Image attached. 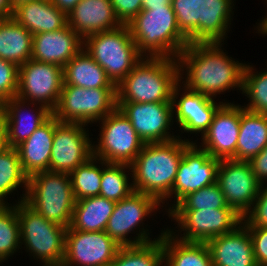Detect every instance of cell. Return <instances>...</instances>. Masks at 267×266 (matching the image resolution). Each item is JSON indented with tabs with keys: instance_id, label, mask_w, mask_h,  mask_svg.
Wrapping results in <instances>:
<instances>
[{
	"instance_id": "cell-1",
	"label": "cell",
	"mask_w": 267,
	"mask_h": 266,
	"mask_svg": "<svg viewBox=\"0 0 267 266\" xmlns=\"http://www.w3.org/2000/svg\"><path fill=\"white\" fill-rule=\"evenodd\" d=\"M221 42L189 43L178 55L179 81L184 67V86L209 97L230 88H243V74L246 64L229 58L221 49ZM182 72V73H181Z\"/></svg>"
},
{
	"instance_id": "cell-2",
	"label": "cell",
	"mask_w": 267,
	"mask_h": 266,
	"mask_svg": "<svg viewBox=\"0 0 267 266\" xmlns=\"http://www.w3.org/2000/svg\"><path fill=\"white\" fill-rule=\"evenodd\" d=\"M179 137L168 142L145 143L130 165L135 192L152 196L160 204L171 198L178 165L191 143Z\"/></svg>"
},
{
	"instance_id": "cell-3",
	"label": "cell",
	"mask_w": 267,
	"mask_h": 266,
	"mask_svg": "<svg viewBox=\"0 0 267 266\" xmlns=\"http://www.w3.org/2000/svg\"><path fill=\"white\" fill-rule=\"evenodd\" d=\"M179 78L177 59L143 57L116 86L117 102H172Z\"/></svg>"
},
{
	"instance_id": "cell-4",
	"label": "cell",
	"mask_w": 267,
	"mask_h": 266,
	"mask_svg": "<svg viewBox=\"0 0 267 266\" xmlns=\"http://www.w3.org/2000/svg\"><path fill=\"white\" fill-rule=\"evenodd\" d=\"M127 26L143 57L177 59L189 45L187 37L178 28L173 8L141 10Z\"/></svg>"
},
{
	"instance_id": "cell-5",
	"label": "cell",
	"mask_w": 267,
	"mask_h": 266,
	"mask_svg": "<svg viewBox=\"0 0 267 266\" xmlns=\"http://www.w3.org/2000/svg\"><path fill=\"white\" fill-rule=\"evenodd\" d=\"M232 1L172 0V8L189 43L223 42L231 24Z\"/></svg>"
},
{
	"instance_id": "cell-6",
	"label": "cell",
	"mask_w": 267,
	"mask_h": 266,
	"mask_svg": "<svg viewBox=\"0 0 267 266\" xmlns=\"http://www.w3.org/2000/svg\"><path fill=\"white\" fill-rule=\"evenodd\" d=\"M24 202L48 221L70 227L75 199L70 175L59 172H38L28 177Z\"/></svg>"
},
{
	"instance_id": "cell-7",
	"label": "cell",
	"mask_w": 267,
	"mask_h": 266,
	"mask_svg": "<svg viewBox=\"0 0 267 266\" xmlns=\"http://www.w3.org/2000/svg\"><path fill=\"white\" fill-rule=\"evenodd\" d=\"M83 48L104 70L116 86L143 58L127 25L97 32L83 40Z\"/></svg>"
},
{
	"instance_id": "cell-8",
	"label": "cell",
	"mask_w": 267,
	"mask_h": 266,
	"mask_svg": "<svg viewBox=\"0 0 267 266\" xmlns=\"http://www.w3.org/2000/svg\"><path fill=\"white\" fill-rule=\"evenodd\" d=\"M17 203L21 245L24 243L27 252L43 266H62L67 228L48 221L24 201Z\"/></svg>"
},
{
	"instance_id": "cell-9",
	"label": "cell",
	"mask_w": 267,
	"mask_h": 266,
	"mask_svg": "<svg viewBox=\"0 0 267 266\" xmlns=\"http://www.w3.org/2000/svg\"><path fill=\"white\" fill-rule=\"evenodd\" d=\"M117 108L116 88L86 89L63 85L52 114L60 122L89 124L99 121Z\"/></svg>"
},
{
	"instance_id": "cell-10",
	"label": "cell",
	"mask_w": 267,
	"mask_h": 266,
	"mask_svg": "<svg viewBox=\"0 0 267 266\" xmlns=\"http://www.w3.org/2000/svg\"><path fill=\"white\" fill-rule=\"evenodd\" d=\"M100 121V139L98 145L93 144V157L107 163L131 165L145 143L129 119L117 107Z\"/></svg>"
},
{
	"instance_id": "cell-11",
	"label": "cell",
	"mask_w": 267,
	"mask_h": 266,
	"mask_svg": "<svg viewBox=\"0 0 267 266\" xmlns=\"http://www.w3.org/2000/svg\"><path fill=\"white\" fill-rule=\"evenodd\" d=\"M176 220L184 236L177 239L186 242L207 243L214 237L234 231L242 224L243 217L233 208L203 210H171L169 217Z\"/></svg>"
},
{
	"instance_id": "cell-12",
	"label": "cell",
	"mask_w": 267,
	"mask_h": 266,
	"mask_svg": "<svg viewBox=\"0 0 267 266\" xmlns=\"http://www.w3.org/2000/svg\"><path fill=\"white\" fill-rule=\"evenodd\" d=\"M157 206L161 205L152 196L134 191L129 197L116 202L105 232L119 246H136L155 241L150 240L147 232L149 230L144 228L139 230L134 240L126 237L131 231L139 228L143 219L159 208Z\"/></svg>"
},
{
	"instance_id": "cell-13",
	"label": "cell",
	"mask_w": 267,
	"mask_h": 266,
	"mask_svg": "<svg viewBox=\"0 0 267 266\" xmlns=\"http://www.w3.org/2000/svg\"><path fill=\"white\" fill-rule=\"evenodd\" d=\"M63 86V68L58 65L33 59L19 67L18 92L16 97L31 103L46 106L53 111L59 101Z\"/></svg>"
},
{
	"instance_id": "cell-14",
	"label": "cell",
	"mask_w": 267,
	"mask_h": 266,
	"mask_svg": "<svg viewBox=\"0 0 267 266\" xmlns=\"http://www.w3.org/2000/svg\"><path fill=\"white\" fill-rule=\"evenodd\" d=\"M85 124L59 122L55 127L49 171L70 174L93 156Z\"/></svg>"
},
{
	"instance_id": "cell-15",
	"label": "cell",
	"mask_w": 267,
	"mask_h": 266,
	"mask_svg": "<svg viewBox=\"0 0 267 266\" xmlns=\"http://www.w3.org/2000/svg\"><path fill=\"white\" fill-rule=\"evenodd\" d=\"M219 159L210 156L195 142L184 149L183 157L178 165L175 182L171 190L174 194V205L168 213L188 194L216 183Z\"/></svg>"
},
{
	"instance_id": "cell-16",
	"label": "cell",
	"mask_w": 267,
	"mask_h": 266,
	"mask_svg": "<svg viewBox=\"0 0 267 266\" xmlns=\"http://www.w3.org/2000/svg\"><path fill=\"white\" fill-rule=\"evenodd\" d=\"M216 183L227 204L242 217L251 210L260 188L249 162L233 159L220 161Z\"/></svg>"
},
{
	"instance_id": "cell-17",
	"label": "cell",
	"mask_w": 267,
	"mask_h": 266,
	"mask_svg": "<svg viewBox=\"0 0 267 266\" xmlns=\"http://www.w3.org/2000/svg\"><path fill=\"white\" fill-rule=\"evenodd\" d=\"M119 248L105 231L66 230L62 266H108Z\"/></svg>"
},
{
	"instance_id": "cell-18",
	"label": "cell",
	"mask_w": 267,
	"mask_h": 266,
	"mask_svg": "<svg viewBox=\"0 0 267 266\" xmlns=\"http://www.w3.org/2000/svg\"><path fill=\"white\" fill-rule=\"evenodd\" d=\"M117 107L144 143L168 142L178 138L168 131L174 120L172 102H117Z\"/></svg>"
},
{
	"instance_id": "cell-19",
	"label": "cell",
	"mask_w": 267,
	"mask_h": 266,
	"mask_svg": "<svg viewBox=\"0 0 267 266\" xmlns=\"http://www.w3.org/2000/svg\"><path fill=\"white\" fill-rule=\"evenodd\" d=\"M243 111L241 105L224 102L215 112L208 130L201 136L203 144L199 147L219 160L233 159Z\"/></svg>"
},
{
	"instance_id": "cell-20",
	"label": "cell",
	"mask_w": 267,
	"mask_h": 266,
	"mask_svg": "<svg viewBox=\"0 0 267 266\" xmlns=\"http://www.w3.org/2000/svg\"><path fill=\"white\" fill-rule=\"evenodd\" d=\"M180 83L181 81L175 85L172 91L173 115L176 116V122L184 132L191 134L201 132L203 136L212 123L215 112L223 102L218 104L212 97L190 90L185 86H183L184 93L177 100L181 90Z\"/></svg>"
},
{
	"instance_id": "cell-21",
	"label": "cell",
	"mask_w": 267,
	"mask_h": 266,
	"mask_svg": "<svg viewBox=\"0 0 267 266\" xmlns=\"http://www.w3.org/2000/svg\"><path fill=\"white\" fill-rule=\"evenodd\" d=\"M83 39L69 26L33 35L31 59L63 68L82 49Z\"/></svg>"
},
{
	"instance_id": "cell-22",
	"label": "cell",
	"mask_w": 267,
	"mask_h": 266,
	"mask_svg": "<svg viewBox=\"0 0 267 266\" xmlns=\"http://www.w3.org/2000/svg\"><path fill=\"white\" fill-rule=\"evenodd\" d=\"M68 25L84 40L122 25L110 0H81L67 15Z\"/></svg>"
},
{
	"instance_id": "cell-23",
	"label": "cell",
	"mask_w": 267,
	"mask_h": 266,
	"mask_svg": "<svg viewBox=\"0 0 267 266\" xmlns=\"http://www.w3.org/2000/svg\"><path fill=\"white\" fill-rule=\"evenodd\" d=\"M207 245L212 266H257L250 233L243 224L230 233L214 237Z\"/></svg>"
},
{
	"instance_id": "cell-24",
	"label": "cell",
	"mask_w": 267,
	"mask_h": 266,
	"mask_svg": "<svg viewBox=\"0 0 267 266\" xmlns=\"http://www.w3.org/2000/svg\"><path fill=\"white\" fill-rule=\"evenodd\" d=\"M60 121L52 114L16 148L24 173L30 177L49 171L55 127Z\"/></svg>"
},
{
	"instance_id": "cell-25",
	"label": "cell",
	"mask_w": 267,
	"mask_h": 266,
	"mask_svg": "<svg viewBox=\"0 0 267 266\" xmlns=\"http://www.w3.org/2000/svg\"><path fill=\"white\" fill-rule=\"evenodd\" d=\"M11 17L33 35L56 31L68 25L67 14L50 0H30L13 6Z\"/></svg>"
},
{
	"instance_id": "cell-26",
	"label": "cell",
	"mask_w": 267,
	"mask_h": 266,
	"mask_svg": "<svg viewBox=\"0 0 267 266\" xmlns=\"http://www.w3.org/2000/svg\"><path fill=\"white\" fill-rule=\"evenodd\" d=\"M25 103L27 102L14 97L0 105V113L7 124L9 147L15 148L23 141L27 140L30 135L52 115V111L41 104H39V108L36 109L37 111H34L33 108V112L31 113L35 112V114L27 112V114L24 115L25 111L22 112V110L25 108L23 107Z\"/></svg>"
},
{
	"instance_id": "cell-27",
	"label": "cell",
	"mask_w": 267,
	"mask_h": 266,
	"mask_svg": "<svg viewBox=\"0 0 267 266\" xmlns=\"http://www.w3.org/2000/svg\"><path fill=\"white\" fill-rule=\"evenodd\" d=\"M63 85L86 89L116 88L105 70L83 48L63 67Z\"/></svg>"
},
{
	"instance_id": "cell-28",
	"label": "cell",
	"mask_w": 267,
	"mask_h": 266,
	"mask_svg": "<svg viewBox=\"0 0 267 266\" xmlns=\"http://www.w3.org/2000/svg\"><path fill=\"white\" fill-rule=\"evenodd\" d=\"M162 232L163 266H212L207 243L181 241L168 228Z\"/></svg>"
},
{
	"instance_id": "cell-29",
	"label": "cell",
	"mask_w": 267,
	"mask_h": 266,
	"mask_svg": "<svg viewBox=\"0 0 267 266\" xmlns=\"http://www.w3.org/2000/svg\"><path fill=\"white\" fill-rule=\"evenodd\" d=\"M267 145V115L244 110L233 160L249 161Z\"/></svg>"
},
{
	"instance_id": "cell-30",
	"label": "cell",
	"mask_w": 267,
	"mask_h": 266,
	"mask_svg": "<svg viewBox=\"0 0 267 266\" xmlns=\"http://www.w3.org/2000/svg\"><path fill=\"white\" fill-rule=\"evenodd\" d=\"M116 202L101 196L75 201L70 227L67 230L105 231Z\"/></svg>"
},
{
	"instance_id": "cell-31",
	"label": "cell",
	"mask_w": 267,
	"mask_h": 266,
	"mask_svg": "<svg viewBox=\"0 0 267 266\" xmlns=\"http://www.w3.org/2000/svg\"><path fill=\"white\" fill-rule=\"evenodd\" d=\"M33 34L12 17L0 18V58L21 66L31 59Z\"/></svg>"
},
{
	"instance_id": "cell-32",
	"label": "cell",
	"mask_w": 267,
	"mask_h": 266,
	"mask_svg": "<svg viewBox=\"0 0 267 266\" xmlns=\"http://www.w3.org/2000/svg\"><path fill=\"white\" fill-rule=\"evenodd\" d=\"M161 235L155 241L136 245L120 246L114 260L108 266H161L164 252Z\"/></svg>"
},
{
	"instance_id": "cell-33",
	"label": "cell",
	"mask_w": 267,
	"mask_h": 266,
	"mask_svg": "<svg viewBox=\"0 0 267 266\" xmlns=\"http://www.w3.org/2000/svg\"><path fill=\"white\" fill-rule=\"evenodd\" d=\"M26 190L21 197L23 202L28 188V176L24 173L16 148L9 147L0 154V202L5 205V197L23 185Z\"/></svg>"
},
{
	"instance_id": "cell-34",
	"label": "cell",
	"mask_w": 267,
	"mask_h": 266,
	"mask_svg": "<svg viewBox=\"0 0 267 266\" xmlns=\"http://www.w3.org/2000/svg\"><path fill=\"white\" fill-rule=\"evenodd\" d=\"M99 164L102 167V179L99 196L106 199L119 202L122 199L129 197L133 192V184H129V177L125 169L131 170L130 165L107 163L99 159ZM106 166V167H105Z\"/></svg>"
},
{
	"instance_id": "cell-35",
	"label": "cell",
	"mask_w": 267,
	"mask_h": 266,
	"mask_svg": "<svg viewBox=\"0 0 267 266\" xmlns=\"http://www.w3.org/2000/svg\"><path fill=\"white\" fill-rule=\"evenodd\" d=\"M96 163H99V159L92 156L87 162L78 166L69 174L75 201L99 196L102 169Z\"/></svg>"
},
{
	"instance_id": "cell-36",
	"label": "cell",
	"mask_w": 267,
	"mask_h": 266,
	"mask_svg": "<svg viewBox=\"0 0 267 266\" xmlns=\"http://www.w3.org/2000/svg\"><path fill=\"white\" fill-rule=\"evenodd\" d=\"M0 208V263L16 253L21 246L17 204Z\"/></svg>"
},
{
	"instance_id": "cell-37",
	"label": "cell",
	"mask_w": 267,
	"mask_h": 266,
	"mask_svg": "<svg viewBox=\"0 0 267 266\" xmlns=\"http://www.w3.org/2000/svg\"><path fill=\"white\" fill-rule=\"evenodd\" d=\"M254 68L246 65L243 74L242 93L249 98V104L242 106L244 110L267 115V71L254 72Z\"/></svg>"
},
{
	"instance_id": "cell-38",
	"label": "cell",
	"mask_w": 267,
	"mask_h": 266,
	"mask_svg": "<svg viewBox=\"0 0 267 266\" xmlns=\"http://www.w3.org/2000/svg\"><path fill=\"white\" fill-rule=\"evenodd\" d=\"M231 208L219 185L214 183L186 195L172 210H203Z\"/></svg>"
},
{
	"instance_id": "cell-39",
	"label": "cell",
	"mask_w": 267,
	"mask_h": 266,
	"mask_svg": "<svg viewBox=\"0 0 267 266\" xmlns=\"http://www.w3.org/2000/svg\"><path fill=\"white\" fill-rule=\"evenodd\" d=\"M19 66L0 58V105L18 92Z\"/></svg>"
},
{
	"instance_id": "cell-40",
	"label": "cell",
	"mask_w": 267,
	"mask_h": 266,
	"mask_svg": "<svg viewBox=\"0 0 267 266\" xmlns=\"http://www.w3.org/2000/svg\"><path fill=\"white\" fill-rule=\"evenodd\" d=\"M263 185L260 184L251 210L243 217L242 224L245 227L267 228V186L265 188Z\"/></svg>"
},
{
	"instance_id": "cell-41",
	"label": "cell",
	"mask_w": 267,
	"mask_h": 266,
	"mask_svg": "<svg viewBox=\"0 0 267 266\" xmlns=\"http://www.w3.org/2000/svg\"><path fill=\"white\" fill-rule=\"evenodd\" d=\"M252 240L257 266H267V228L246 227Z\"/></svg>"
},
{
	"instance_id": "cell-42",
	"label": "cell",
	"mask_w": 267,
	"mask_h": 266,
	"mask_svg": "<svg viewBox=\"0 0 267 266\" xmlns=\"http://www.w3.org/2000/svg\"><path fill=\"white\" fill-rule=\"evenodd\" d=\"M118 20L127 25L142 10V0H110Z\"/></svg>"
},
{
	"instance_id": "cell-43",
	"label": "cell",
	"mask_w": 267,
	"mask_h": 266,
	"mask_svg": "<svg viewBox=\"0 0 267 266\" xmlns=\"http://www.w3.org/2000/svg\"><path fill=\"white\" fill-rule=\"evenodd\" d=\"M248 162L258 182L263 184L264 180L267 181V145Z\"/></svg>"
},
{
	"instance_id": "cell-44",
	"label": "cell",
	"mask_w": 267,
	"mask_h": 266,
	"mask_svg": "<svg viewBox=\"0 0 267 266\" xmlns=\"http://www.w3.org/2000/svg\"><path fill=\"white\" fill-rule=\"evenodd\" d=\"M153 8H172V0H142V10Z\"/></svg>"
},
{
	"instance_id": "cell-45",
	"label": "cell",
	"mask_w": 267,
	"mask_h": 266,
	"mask_svg": "<svg viewBox=\"0 0 267 266\" xmlns=\"http://www.w3.org/2000/svg\"><path fill=\"white\" fill-rule=\"evenodd\" d=\"M9 148L8 144V134H7V124L0 113V154Z\"/></svg>"
},
{
	"instance_id": "cell-46",
	"label": "cell",
	"mask_w": 267,
	"mask_h": 266,
	"mask_svg": "<svg viewBox=\"0 0 267 266\" xmlns=\"http://www.w3.org/2000/svg\"><path fill=\"white\" fill-rule=\"evenodd\" d=\"M59 10L67 15L81 0H50Z\"/></svg>"
},
{
	"instance_id": "cell-47",
	"label": "cell",
	"mask_w": 267,
	"mask_h": 266,
	"mask_svg": "<svg viewBox=\"0 0 267 266\" xmlns=\"http://www.w3.org/2000/svg\"><path fill=\"white\" fill-rule=\"evenodd\" d=\"M13 5L11 0H0V18L11 17Z\"/></svg>"
},
{
	"instance_id": "cell-48",
	"label": "cell",
	"mask_w": 267,
	"mask_h": 266,
	"mask_svg": "<svg viewBox=\"0 0 267 266\" xmlns=\"http://www.w3.org/2000/svg\"><path fill=\"white\" fill-rule=\"evenodd\" d=\"M261 23H259V26H258V30H260L261 28L267 26V15L265 16V18L263 20L260 21Z\"/></svg>"
},
{
	"instance_id": "cell-49",
	"label": "cell",
	"mask_w": 267,
	"mask_h": 266,
	"mask_svg": "<svg viewBox=\"0 0 267 266\" xmlns=\"http://www.w3.org/2000/svg\"><path fill=\"white\" fill-rule=\"evenodd\" d=\"M24 1H30V0H11L13 6L17 5L18 3L24 2Z\"/></svg>"
},
{
	"instance_id": "cell-50",
	"label": "cell",
	"mask_w": 267,
	"mask_h": 266,
	"mask_svg": "<svg viewBox=\"0 0 267 266\" xmlns=\"http://www.w3.org/2000/svg\"><path fill=\"white\" fill-rule=\"evenodd\" d=\"M258 33H261V34H267V26L261 28L260 30H258Z\"/></svg>"
}]
</instances>
